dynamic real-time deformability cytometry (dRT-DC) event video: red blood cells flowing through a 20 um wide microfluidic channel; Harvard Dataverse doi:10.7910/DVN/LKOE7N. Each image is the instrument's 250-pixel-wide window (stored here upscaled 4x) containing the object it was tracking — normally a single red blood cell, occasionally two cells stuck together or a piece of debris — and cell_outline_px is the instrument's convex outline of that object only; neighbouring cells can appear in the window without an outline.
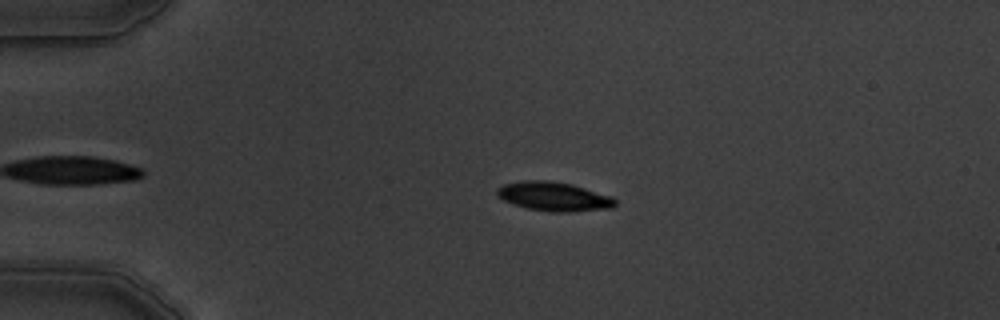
{"species": "common noctule bat (a hibernating species)", "species_latin": "Nyctalus noctula", "temperature_condition": "warm", "stored_images_in_passage": 4, "camera_frame_rate_fps": 3000, "um_per_image_px": 0.085, "animal": {"sex": "male", "body_mass_g": 19.5, "forearm_length_mm": 54.6}, "frame": {"image": 1, "passage_image": 3, "time_ms": 2.333, "image_size_px": [1000, 320], "cell_outline_px": [[616, 204], [612, 208], [572, 212], [552, 212], [528, 208], [512, 204], [496, 196], [496, 188], [504, 184], [524, 180], [548, 180], [572, 184], [612, 196], [616, 200]], "centroid_in_image_um": [47.07, 16.7], "position_along_channel_um": 37.9, "area_um2": 20.17}}
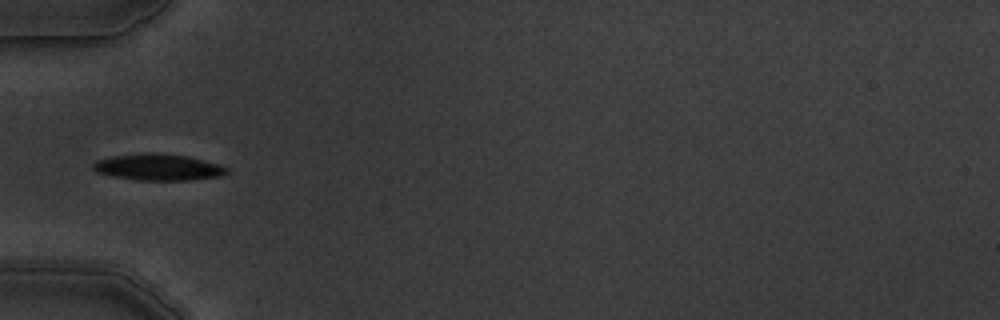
{"frame": {"image": 2, "passage_image": 4, "time_ms": 4.333, "image_size_px": [1000, 320], "cell_outline_px": [[228, 172], [220, 176], [188, 180], [136, 180], [112, 176], [96, 172], [92, 168], [92, 164], [96, 160], [112, 156], [144, 152], [148, 152], [188, 156], [220, 164], [228, 168]], "centroid_in_image_um": [13.42, 14.2], "position_along_channel_um": 71.6, "area_um2": 20.69}}